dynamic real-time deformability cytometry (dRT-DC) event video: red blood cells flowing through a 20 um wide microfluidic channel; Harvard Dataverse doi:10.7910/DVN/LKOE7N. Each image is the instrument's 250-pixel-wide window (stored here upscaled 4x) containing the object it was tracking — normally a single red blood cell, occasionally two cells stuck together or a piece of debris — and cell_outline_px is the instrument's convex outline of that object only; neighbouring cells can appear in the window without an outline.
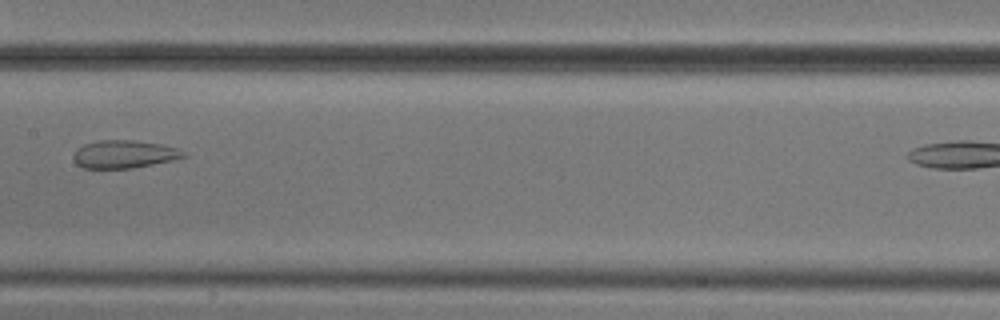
{"species": "common noctule bat (a hibernating species)", "species_latin": "Nyctalus noctula", "temperature_condition": "cold", "stored_images_in_passage": 6, "camera_frame_rate_fps": 3000, "um_per_image_px": 0.085, "animal": {"sex": "male", "body_mass_g": 20.5, "forearm_length_mm": 52.5}, "frame": {"image": 1, "passage_image": 4, "time_ms": 3.667, "image_size_px": [1000, 320], "cell_outline_px": [[184, 156], [172, 160], [132, 168], [80, 168], [76, 164], [72, 156], [76, 148], [84, 144], [100, 140], [132, 140], [160, 144], [176, 148], [184, 152]], "centroid_in_image_um": [10.46, 13.11], "position_along_channel_um": 196.9, "area_um2": 17.74}}